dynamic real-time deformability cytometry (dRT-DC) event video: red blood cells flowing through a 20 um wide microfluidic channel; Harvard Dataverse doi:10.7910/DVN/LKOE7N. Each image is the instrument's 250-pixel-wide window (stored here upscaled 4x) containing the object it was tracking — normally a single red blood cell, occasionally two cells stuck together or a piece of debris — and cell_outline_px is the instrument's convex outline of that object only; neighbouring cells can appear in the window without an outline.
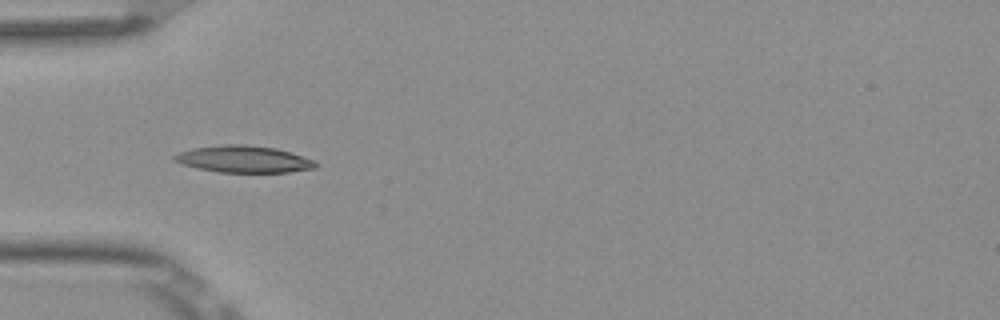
{"species": "Egyptian fruit bat (a non-hibernating species)", "species_latin": "Rousettus aegyptiacus", "temperature_condition": "room temperature", "stored_images_in_passage": 7, "camera_frame_rate_fps": 3000, "um_per_image_px": 0.085, "frame": {"image": 1, "passage_image": 5, "time_ms": 1.333, "image_size_px": [1000, 320], "cell_outline_px": [[320, 164], [316, 168], [288, 172], [216, 172], [196, 168], [180, 164], [172, 160], [172, 156], [180, 152], [192, 148], [224, 144], [244, 144], [276, 148], [292, 152], [316, 160]], "centroid_in_image_um": [20.73, 13.53], "position_along_channel_um": 64.3, "area_um2": 22.48}}
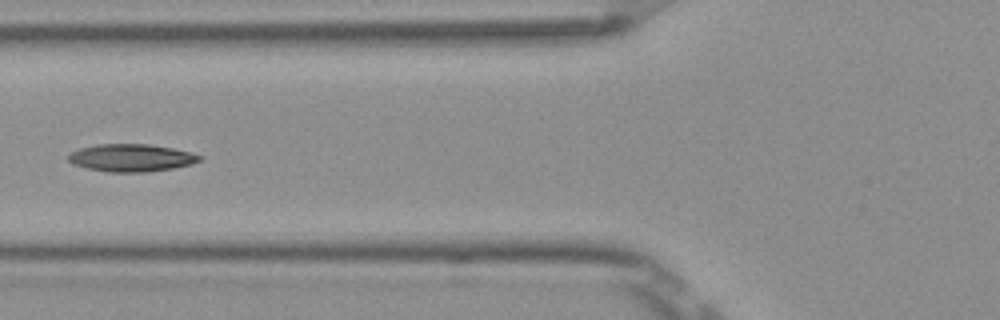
{"frame": {"image": 2, "passage_image": 6, "time_ms": 1.667, "image_size_px": [1000, 320], "cell_outline_px": [[204, 156], [200, 160], [192, 164], [172, 168], [148, 172], [108, 172], [88, 168], [72, 164], [68, 160], [68, 156], [72, 152], [80, 148], [96, 144], [148, 144], [172, 148]], "centroid_in_image_um": [11.15, 13.41], "position_along_channel_um": 114.6, "area_um2": 20.98}}
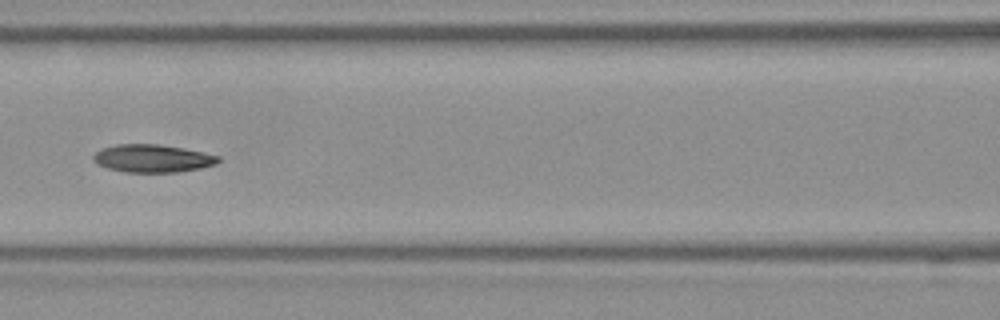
{"frame": {"image": 3, "passage_image": 7, "time_ms": 2.0, "image_size_px": [1000, 320], "cell_outline_px": [[220, 160], [216, 164], [200, 168], [176, 172], [124, 172], [108, 168], [96, 164], [92, 160], [92, 156], [100, 148], [116, 144], [160, 144], [184, 148], [220, 156]], "centroid_in_image_um": [12.93, 13.46], "position_along_channel_um": 153.7, "area_um2": 20.4}}